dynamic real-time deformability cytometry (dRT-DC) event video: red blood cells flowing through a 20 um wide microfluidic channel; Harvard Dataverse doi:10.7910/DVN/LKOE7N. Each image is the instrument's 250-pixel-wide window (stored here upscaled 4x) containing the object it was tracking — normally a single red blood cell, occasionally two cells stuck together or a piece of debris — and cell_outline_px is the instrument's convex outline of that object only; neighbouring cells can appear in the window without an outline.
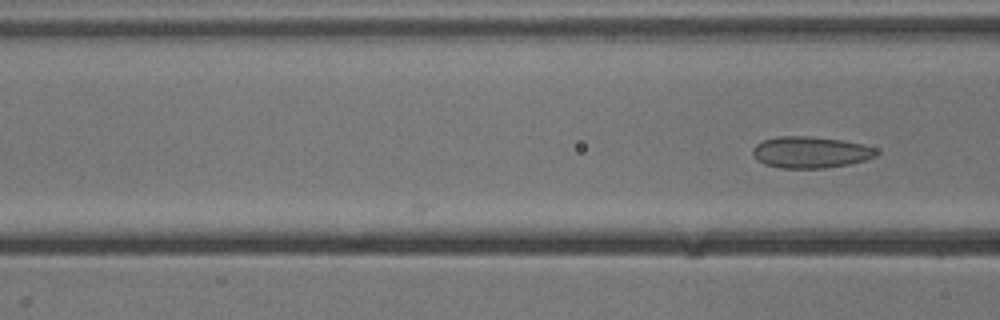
{"species": "common noctule bat (a hibernating species)", "species_latin": "Nyctalus noctula", "temperature_condition": "cold", "stored_images_in_passage": 6, "camera_frame_rate_fps": 3000, "um_per_image_px": 0.085, "animal": {"sex": "male", "body_mass_g": 13.3}, "frame": {"image": 1, "passage_image": 6, "time_ms": 1.667, "image_size_px": [1000, 320], "cell_outline_px": [[880, 152], [876, 156], [868, 160], [848, 164], [824, 168], [780, 168], [764, 164], [756, 160], [752, 156], [752, 148], [756, 144], [764, 140], [780, 136], [812, 136], [844, 140], [864, 144], [876, 148]], "centroid_in_image_um": [68.91, 12.94], "position_along_channel_um": 97.7, "area_um2": 23.06}}